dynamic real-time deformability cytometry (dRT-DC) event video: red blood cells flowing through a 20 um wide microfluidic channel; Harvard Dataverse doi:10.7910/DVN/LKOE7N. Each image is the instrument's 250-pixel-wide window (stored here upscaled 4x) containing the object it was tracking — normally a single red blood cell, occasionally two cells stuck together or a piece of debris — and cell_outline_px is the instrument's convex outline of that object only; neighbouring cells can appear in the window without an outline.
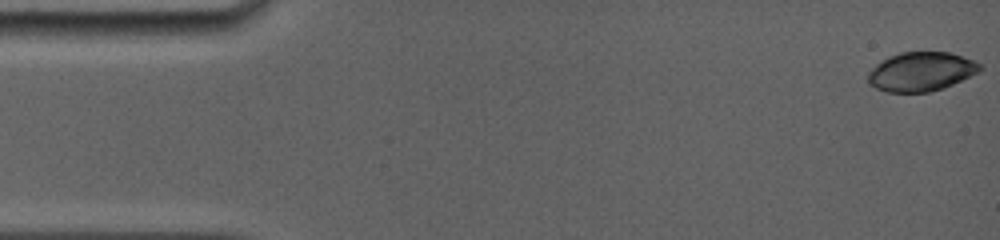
{"species": "common noctule bat (a hibernating species)", "species_latin": "Nyctalus noctula", "temperature_condition": "room temperature", "stored_images_in_passage": 21, "camera_frame_rate_fps": 5000, "um_per_image_px": 0.085, "animal": {"sex": "female", "body_mass_g": 19.0, "forearm_length_mm": 56.7}, "frame": {"image": 1, "passage_image": 1, "time_ms": 0.0, "image_size_px": [1000, 240], "cell_outline_px": [[984, 68], [952, 84], [928, 92], [888, 92], [876, 88], [868, 80], [868, 72], [876, 64], [888, 56], [900, 52], [948, 52], [976, 60]], "centroid_in_image_um": [78.28, 6.07], "position_along_channel_um": 6.7, "area_um2": 25.2}}
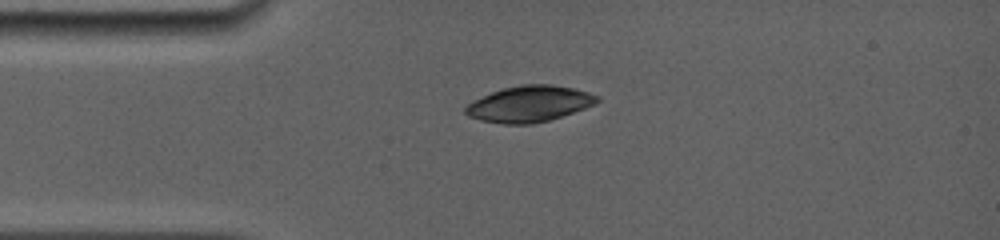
{"frame": {"image": 2, "passage_image": 14, "time_ms": 3.6, "image_size_px": [1000, 240], "cell_outline_px": [[600, 100], [596, 104], [548, 120], [532, 124], [504, 124], [480, 120], [468, 116], [464, 112], [464, 108], [468, 104], [492, 92], [504, 88], [520, 84], [552, 84], [572, 88], [588, 92], [600, 96]], "centroid_in_image_um": [45.0, 8.83], "position_along_channel_um": 40.0, "area_um2": 27.46}}